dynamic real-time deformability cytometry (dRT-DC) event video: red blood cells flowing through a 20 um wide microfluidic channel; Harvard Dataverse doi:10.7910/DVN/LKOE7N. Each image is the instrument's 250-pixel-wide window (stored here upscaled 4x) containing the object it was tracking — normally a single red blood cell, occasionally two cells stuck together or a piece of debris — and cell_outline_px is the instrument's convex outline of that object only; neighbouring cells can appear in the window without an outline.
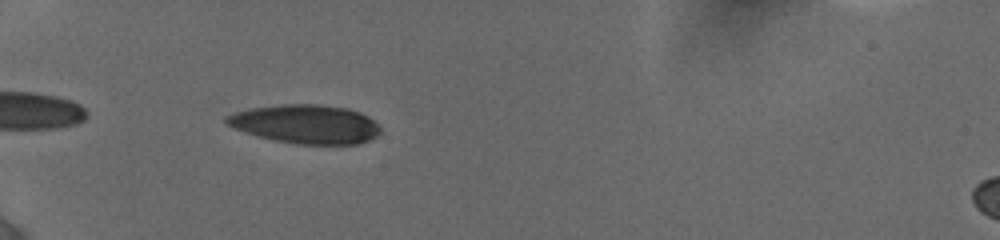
{"species": "human", "species_latin": "Homo sapiens", "temperature_condition": "cold", "stored_images_in_passage": 10, "camera_frame_rate_fps": 3000, "um_per_image_px": 0.085, "donor": {"sex": "female"}, "frame": {"image": 1, "passage_image": 4, "time_ms": 1.0, "image_size_px": [1000, 240], "cell_outline_px": [[380, 132], [376, 136], [360, 144], [296, 144], [272, 140], [244, 132], [228, 124], [224, 120], [224, 116], [236, 112], [252, 108], [280, 104], [320, 104], [348, 108], [360, 112], [368, 116], [380, 128]], "centroid_in_image_um": [25.98, 10.55], "position_along_channel_um": 59.0, "area_um2": 34.85}}
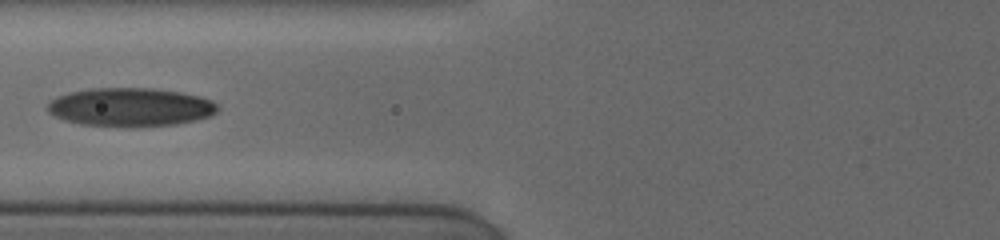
{"frame": {"image": 2, "passage_image": 7, "time_ms": 3.0, "image_size_px": [1000, 240], "cell_outline_px": [[220, 108], [212, 116], [196, 120], [176, 124], [132, 128], [128, 128], [80, 124], [64, 120], [52, 116], [48, 112], [48, 104], [56, 96], [72, 92], [92, 88], [152, 88], [180, 92], [200, 96], [212, 100]], "centroid_in_image_um": [11.1, 9.13], "position_along_channel_um": 114.7, "area_um2": 38.73}}
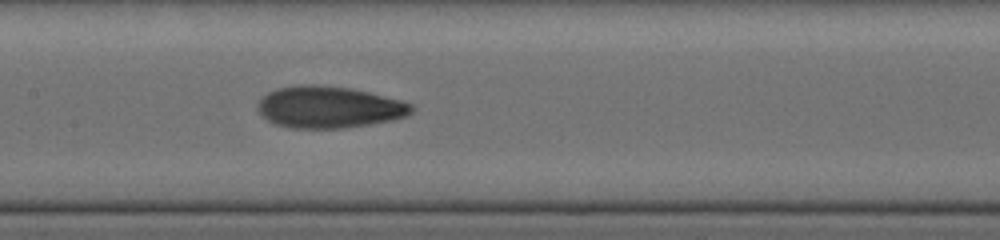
{"frame": {"image": 3, "passage_image": 10, "time_ms": 4.667, "image_size_px": [1000, 240], "cell_outline_px": [[412, 112], [404, 116], [392, 120], [344, 128], [288, 128], [276, 124], [268, 120], [260, 112], [256, 104], [268, 92], [276, 88], [300, 84], [316, 84], [352, 88], [400, 100], [412, 104]], "centroid_in_image_um": [27.93, 9.1], "position_along_channel_um": 179.5, "area_um2": 37.28}}